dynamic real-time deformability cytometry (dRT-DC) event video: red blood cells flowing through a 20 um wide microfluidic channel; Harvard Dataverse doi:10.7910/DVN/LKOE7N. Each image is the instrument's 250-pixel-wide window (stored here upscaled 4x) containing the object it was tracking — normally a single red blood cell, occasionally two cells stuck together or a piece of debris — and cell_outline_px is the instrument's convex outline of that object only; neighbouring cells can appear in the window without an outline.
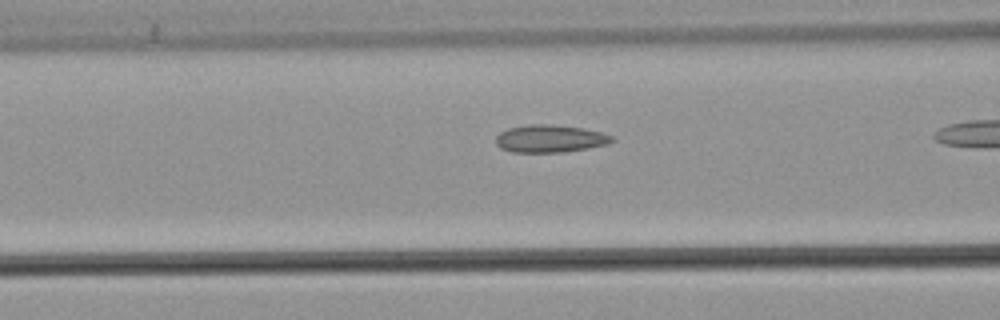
{"species": "common noctule bat (a hibernating species)", "species_latin": "Nyctalus noctula", "temperature_condition": "warm", "stored_images_in_passage": 13, "camera_frame_rate_fps": 3000, "um_per_image_px": 0.085, "animal": {"sex": "male", "body_mass_g": 21.5, "forearm_length_mm": 52.0}, "frame": {"image": 1, "passage_image": 8, "time_ms": 2.333, "image_size_px": [1000, 320], "cell_outline_px": [[616, 140], [608, 144], [588, 148], [564, 152], [512, 152], [500, 148], [496, 144], [496, 136], [500, 132], [508, 128], [532, 124], [552, 124], [584, 128], [600, 132], [612, 136]], "centroid_in_image_um": [46.76, 11.78], "position_along_channel_um": 119.8, "area_um2": 18.73}}